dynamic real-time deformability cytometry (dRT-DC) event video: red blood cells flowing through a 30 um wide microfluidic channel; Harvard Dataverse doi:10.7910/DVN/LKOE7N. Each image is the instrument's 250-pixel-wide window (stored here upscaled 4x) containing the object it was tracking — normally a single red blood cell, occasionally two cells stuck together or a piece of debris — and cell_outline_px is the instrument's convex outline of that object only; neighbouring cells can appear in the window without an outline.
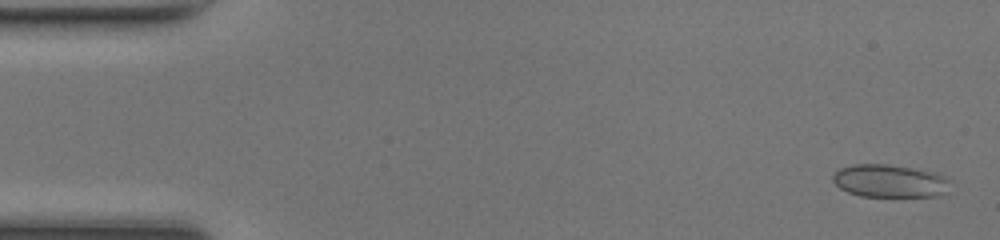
{"species": "common noctule bat (a hibernating species)", "species_latin": "Nyctalus noctula", "temperature_condition": "room temperature", "stored_images_in_passage": 48, "camera_frame_rate_fps": 3000, "um_per_image_px": 0.085, "animal": {"sex": "female", "body_mass_g": 17.0, "forearm_length_mm": 48.0}, "frame": {"image": 1, "passage_image": 2, "time_ms": 0.333, "image_size_px": [1000, 240], "cell_outline_px": [[948, 180], [944, 192], [936, 196], [860, 196], [848, 192], [840, 188], [832, 180], [832, 176], [840, 168], [852, 164], [884, 164], [936, 172], [948, 176]], "centroid_in_image_um": [75.58, 15.37], "position_along_channel_um": 9.4, "area_um2": 22.2}}
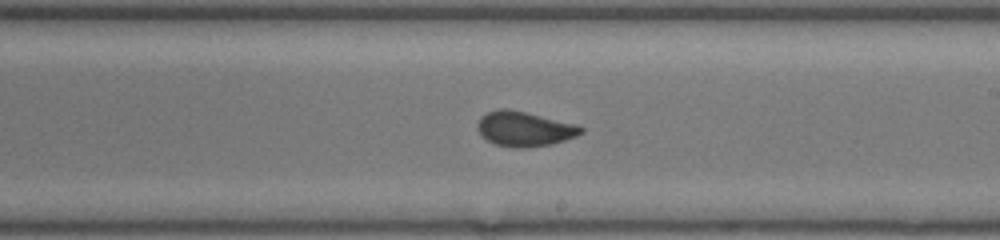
{"frame": {"image": 2, "passage_image": 28, "time_ms": 9.0, "image_size_px": [1000, 240], "cell_outline_px": [[584, 132], [576, 136], [552, 144], [524, 148], [516, 148], [492, 144], [480, 136], [476, 128], [476, 124], [480, 116], [488, 112], [500, 108], [508, 108], [576, 124], [584, 128]], "centroid_in_image_um": [44.52, 10.96], "position_along_channel_um": 244.5, "area_um2": 21.27}}
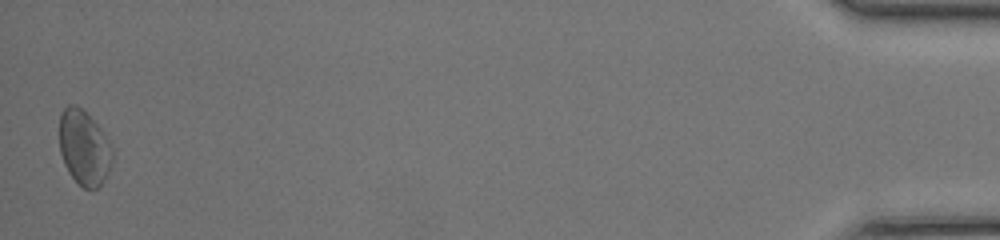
{"frame": {"image": 3, "passage_image": 48, "time_ms": 15.667, "image_size_px": [1000, 240], "cell_outline_px": [[112, 160], [108, 172], [104, 180], [96, 188], [84, 188], [68, 172], [64, 164], [60, 152], [60, 112], [68, 104], [76, 104], [100, 128], [112, 144]], "centroid_in_image_um": [7.14, 12.54], "position_along_channel_um": 428.1, "area_um2": 22.89}, "authors_computed_cell_mechanics": {"area_um2": 21.1837, "velocity_mm_per_s": 4.2818, "shape_relaxation_time_tau1_ms": 5.3661, "shape_relaxation_time_tau2_ms": 0.3696, "deformation_change_tau1": 0.1001, "deformation_change_tau2": 0.0434}}